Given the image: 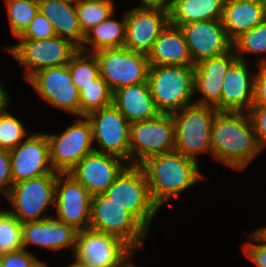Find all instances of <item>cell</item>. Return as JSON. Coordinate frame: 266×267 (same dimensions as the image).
Listing matches in <instances>:
<instances>
[{
	"label": "cell",
	"mask_w": 266,
	"mask_h": 267,
	"mask_svg": "<svg viewBox=\"0 0 266 267\" xmlns=\"http://www.w3.org/2000/svg\"><path fill=\"white\" fill-rule=\"evenodd\" d=\"M211 156L234 170H244L264 149L248 112L218 111L211 130Z\"/></svg>",
	"instance_id": "1"
},
{
	"label": "cell",
	"mask_w": 266,
	"mask_h": 267,
	"mask_svg": "<svg viewBox=\"0 0 266 267\" xmlns=\"http://www.w3.org/2000/svg\"><path fill=\"white\" fill-rule=\"evenodd\" d=\"M139 166L147 177L151 199L159 209L203 179L198 161L176 150L150 156Z\"/></svg>",
	"instance_id": "2"
},
{
	"label": "cell",
	"mask_w": 266,
	"mask_h": 267,
	"mask_svg": "<svg viewBox=\"0 0 266 267\" xmlns=\"http://www.w3.org/2000/svg\"><path fill=\"white\" fill-rule=\"evenodd\" d=\"M148 84L160 113L172 114L195 103L194 66L150 65Z\"/></svg>",
	"instance_id": "3"
},
{
	"label": "cell",
	"mask_w": 266,
	"mask_h": 267,
	"mask_svg": "<svg viewBox=\"0 0 266 267\" xmlns=\"http://www.w3.org/2000/svg\"><path fill=\"white\" fill-rule=\"evenodd\" d=\"M218 110L193 103L172 113L175 125V150L197 160V155L211 154V130Z\"/></svg>",
	"instance_id": "4"
},
{
	"label": "cell",
	"mask_w": 266,
	"mask_h": 267,
	"mask_svg": "<svg viewBox=\"0 0 266 267\" xmlns=\"http://www.w3.org/2000/svg\"><path fill=\"white\" fill-rule=\"evenodd\" d=\"M103 194L128 210L150 232L159 207L151 199L147 177L139 165H128Z\"/></svg>",
	"instance_id": "5"
},
{
	"label": "cell",
	"mask_w": 266,
	"mask_h": 267,
	"mask_svg": "<svg viewBox=\"0 0 266 267\" xmlns=\"http://www.w3.org/2000/svg\"><path fill=\"white\" fill-rule=\"evenodd\" d=\"M18 43L4 47V50L25 67L26 82L38 71L66 65L79 50L70 40L59 36L47 39H18Z\"/></svg>",
	"instance_id": "6"
},
{
	"label": "cell",
	"mask_w": 266,
	"mask_h": 267,
	"mask_svg": "<svg viewBox=\"0 0 266 267\" xmlns=\"http://www.w3.org/2000/svg\"><path fill=\"white\" fill-rule=\"evenodd\" d=\"M89 229L117 236L135 252L144 247L143 241L149 234L128 210L104 194L92 196Z\"/></svg>",
	"instance_id": "7"
},
{
	"label": "cell",
	"mask_w": 266,
	"mask_h": 267,
	"mask_svg": "<svg viewBox=\"0 0 266 267\" xmlns=\"http://www.w3.org/2000/svg\"><path fill=\"white\" fill-rule=\"evenodd\" d=\"M59 174H46L15 183L6 199L12 210L8 211L21 223L46 219L51 205L55 207V186Z\"/></svg>",
	"instance_id": "8"
},
{
	"label": "cell",
	"mask_w": 266,
	"mask_h": 267,
	"mask_svg": "<svg viewBox=\"0 0 266 267\" xmlns=\"http://www.w3.org/2000/svg\"><path fill=\"white\" fill-rule=\"evenodd\" d=\"M175 150V125L172 114L130 123L129 165H140L153 155Z\"/></svg>",
	"instance_id": "9"
},
{
	"label": "cell",
	"mask_w": 266,
	"mask_h": 267,
	"mask_svg": "<svg viewBox=\"0 0 266 267\" xmlns=\"http://www.w3.org/2000/svg\"><path fill=\"white\" fill-rule=\"evenodd\" d=\"M135 253L117 236L85 229L77 232L72 255L89 267H126Z\"/></svg>",
	"instance_id": "10"
},
{
	"label": "cell",
	"mask_w": 266,
	"mask_h": 267,
	"mask_svg": "<svg viewBox=\"0 0 266 267\" xmlns=\"http://www.w3.org/2000/svg\"><path fill=\"white\" fill-rule=\"evenodd\" d=\"M75 118L63 133H46L52 168L60 174H69L79 161L94 151L89 119L86 116Z\"/></svg>",
	"instance_id": "11"
},
{
	"label": "cell",
	"mask_w": 266,
	"mask_h": 267,
	"mask_svg": "<svg viewBox=\"0 0 266 267\" xmlns=\"http://www.w3.org/2000/svg\"><path fill=\"white\" fill-rule=\"evenodd\" d=\"M93 54L99 64L100 76L112 92L124 86L148 82L150 63L146 54L126 47L102 49Z\"/></svg>",
	"instance_id": "12"
},
{
	"label": "cell",
	"mask_w": 266,
	"mask_h": 267,
	"mask_svg": "<svg viewBox=\"0 0 266 267\" xmlns=\"http://www.w3.org/2000/svg\"><path fill=\"white\" fill-rule=\"evenodd\" d=\"M92 126L94 151L123 158L129 164L130 122L113 105L95 110L86 116Z\"/></svg>",
	"instance_id": "13"
},
{
	"label": "cell",
	"mask_w": 266,
	"mask_h": 267,
	"mask_svg": "<svg viewBox=\"0 0 266 267\" xmlns=\"http://www.w3.org/2000/svg\"><path fill=\"white\" fill-rule=\"evenodd\" d=\"M27 82L51 107L79 116L80 94L72 81L68 64L40 70Z\"/></svg>",
	"instance_id": "14"
},
{
	"label": "cell",
	"mask_w": 266,
	"mask_h": 267,
	"mask_svg": "<svg viewBox=\"0 0 266 267\" xmlns=\"http://www.w3.org/2000/svg\"><path fill=\"white\" fill-rule=\"evenodd\" d=\"M92 195L69 174H59L55 186L57 219L76 231L89 229Z\"/></svg>",
	"instance_id": "15"
},
{
	"label": "cell",
	"mask_w": 266,
	"mask_h": 267,
	"mask_svg": "<svg viewBox=\"0 0 266 267\" xmlns=\"http://www.w3.org/2000/svg\"><path fill=\"white\" fill-rule=\"evenodd\" d=\"M10 159L13 184L46 174H60L52 168L46 133L31 132L10 150Z\"/></svg>",
	"instance_id": "16"
},
{
	"label": "cell",
	"mask_w": 266,
	"mask_h": 267,
	"mask_svg": "<svg viewBox=\"0 0 266 267\" xmlns=\"http://www.w3.org/2000/svg\"><path fill=\"white\" fill-rule=\"evenodd\" d=\"M123 158L93 151L69 172L92 195L103 194L128 166Z\"/></svg>",
	"instance_id": "17"
},
{
	"label": "cell",
	"mask_w": 266,
	"mask_h": 267,
	"mask_svg": "<svg viewBox=\"0 0 266 267\" xmlns=\"http://www.w3.org/2000/svg\"><path fill=\"white\" fill-rule=\"evenodd\" d=\"M126 40L124 47L148 55L155 40L170 23L169 12L156 8L126 10Z\"/></svg>",
	"instance_id": "18"
},
{
	"label": "cell",
	"mask_w": 266,
	"mask_h": 267,
	"mask_svg": "<svg viewBox=\"0 0 266 267\" xmlns=\"http://www.w3.org/2000/svg\"><path fill=\"white\" fill-rule=\"evenodd\" d=\"M178 26L185 37L189 54L194 64L217 57L232 49L221 20H205Z\"/></svg>",
	"instance_id": "19"
},
{
	"label": "cell",
	"mask_w": 266,
	"mask_h": 267,
	"mask_svg": "<svg viewBox=\"0 0 266 267\" xmlns=\"http://www.w3.org/2000/svg\"><path fill=\"white\" fill-rule=\"evenodd\" d=\"M236 59L232 48L223 55L203 59L194 65V94H201L200 99H195V103L212 106L220 111L223 80Z\"/></svg>",
	"instance_id": "20"
},
{
	"label": "cell",
	"mask_w": 266,
	"mask_h": 267,
	"mask_svg": "<svg viewBox=\"0 0 266 267\" xmlns=\"http://www.w3.org/2000/svg\"><path fill=\"white\" fill-rule=\"evenodd\" d=\"M77 232L72 226L51 215L43 220L23 223V248L36 245L52 251L72 249L74 254Z\"/></svg>",
	"instance_id": "21"
},
{
	"label": "cell",
	"mask_w": 266,
	"mask_h": 267,
	"mask_svg": "<svg viewBox=\"0 0 266 267\" xmlns=\"http://www.w3.org/2000/svg\"><path fill=\"white\" fill-rule=\"evenodd\" d=\"M248 65L240 59L230 65L223 80L220 111L248 112L252 107L255 73Z\"/></svg>",
	"instance_id": "22"
},
{
	"label": "cell",
	"mask_w": 266,
	"mask_h": 267,
	"mask_svg": "<svg viewBox=\"0 0 266 267\" xmlns=\"http://www.w3.org/2000/svg\"><path fill=\"white\" fill-rule=\"evenodd\" d=\"M266 19V3L260 0H225L222 24L233 43Z\"/></svg>",
	"instance_id": "23"
},
{
	"label": "cell",
	"mask_w": 266,
	"mask_h": 267,
	"mask_svg": "<svg viewBox=\"0 0 266 267\" xmlns=\"http://www.w3.org/2000/svg\"><path fill=\"white\" fill-rule=\"evenodd\" d=\"M113 105L130 122L156 118L157 110L148 82L124 86L113 92Z\"/></svg>",
	"instance_id": "24"
},
{
	"label": "cell",
	"mask_w": 266,
	"mask_h": 267,
	"mask_svg": "<svg viewBox=\"0 0 266 267\" xmlns=\"http://www.w3.org/2000/svg\"><path fill=\"white\" fill-rule=\"evenodd\" d=\"M150 65L194 66L182 30L168 24L147 55Z\"/></svg>",
	"instance_id": "25"
},
{
	"label": "cell",
	"mask_w": 266,
	"mask_h": 267,
	"mask_svg": "<svg viewBox=\"0 0 266 267\" xmlns=\"http://www.w3.org/2000/svg\"><path fill=\"white\" fill-rule=\"evenodd\" d=\"M38 5L39 11L51 22L56 36L66 38L80 48L85 34L75 4L65 0H38Z\"/></svg>",
	"instance_id": "26"
},
{
	"label": "cell",
	"mask_w": 266,
	"mask_h": 267,
	"mask_svg": "<svg viewBox=\"0 0 266 267\" xmlns=\"http://www.w3.org/2000/svg\"><path fill=\"white\" fill-rule=\"evenodd\" d=\"M114 15V13L111 14L85 34L84 42L79 48L80 51L94 53L102 49L124 47L126 40L125 12L120 21L113 19Z\"/></svg>",
	"instance_id": "27"
},
{
	"label": "cell",
	"mask_w": 266,
	"mask_h": 267,
	"mask_svg": "<svg viewBox=\"0 0 266 267\" xmlns=\"http://www.w3.org/2000/svg\"><path fill=\"white\" fill-rule=\"evenodd\" d=\"M225 0H175L169 11L170 24L221 20Z\"/></svg>",
	"instance_id": "28"
},
{
	"label": "cell",
	"mask_w": 266,
	"mask_h": 267,
	"mask_svg": "<svg viewBox=\"0 0 266 267\" xmlns=\"http://www.w3.org/2000/svg\"><path fill=\"white\" fill-rule=\"evenodd\" d=\"M232 48L237 59L246 61L244 54H257L261 57L256 61L257 65H266V19L238 37L232 43Z\"/></svg>",
	"instance_id": "29"
},
{
	"label": "cell",
	"mask_w": 266,
	"mask_h": 267,
	"mask_svg": "<svg viewBox=\"0 0 266 267\" xmlns=\"http://www.w3.org/2000/svg\"><path fill=\"white\" fill-rule=\"evenodd\" d=\"M79 94V116H87L95 110L113 104V92L101 76L93 80V83L83 86Z\"/></svg>",
	"instance_id": "30"
},
{
	"label": "cell",
	"mask_w": 266,
	"mask_h": 267,
	"mask_svg": "<svg viewBox=\"0 0 266 267\" xmlns=\"http://www.w3.org/2000/svg\"><path fill=\"white\" fill-rule=\"evenodd\" d=\"M9 101L10 97L0 106V148L10 151L24 141L30 132L8 111Z\"/></svg>",
	"instance_id": "31"
},
{
	"label": "cell",
	"mask_w": 266,
	"mask_h": 267,
	"mask_svg": "<svg viewBox=\"0 0 266 267\" xmlns=\"http://www.w3.org/2000/svg\"><path fill=\"white\" fill-rule=\"evenodd\" d=\"M75 6L84 34L115 13L113 0H82Z\"/></svg>",
	"instance_id": "32"
},
{
	"label": "cell",
	"mask_w": 266,
	"mask_h": 267,
	"mask_svg": "<svg viewBox=\"0 0 266 267\" xmlns=\"http://www.w3.org/2000/svg\"><path fill=\"white\" fill-rule=\"evenodd\" d=\"M11 33L19 38L39 11L38 0H4Z\"/></svg>",
	"instance_id": "33"
},
{
	"label": "cell",
	"mask_w": 266,
	"mask_h": 267,
	"mask_svg": "<svg viewBox=\"0 0 266 267\" xmlns=\"http://www.w3.org/2000/svg\"><path fill=\"white\" fill-rule=\"evenodd\" d=\"M68 68L72 81L79 91L100 76L99 64L93 53L78 50L71 57Z\"/></svg>",
	"instance_id": "34"
},
{
	"label": "cell",
	"mask_w": 266,
	"mask_h": 267,
	"mask_svg": "<svg viewBox=\"0 0 266 267\" xmlns=\"http://www.w3.org/2000/svg\"><path fill=\"white\" fill-rule=\"evenodd\" d=\"M23 223H21L7 208L0 209V255L21 250Z\"/></svg>",
	"instance_id": "35"
},
{
	"label": "cell",
	"mask_w": 266,
	"mask_h": 267,
	"mask_svg": "<svg viewBox=\"0 0 266 267\" xmlns=\"http://www.w3.org/2000/svg\"><path fill=\"white\" fill-rule=\"evenodd\" d=\"M56 36L51 22L40 11L34 16L25 32L17 39H47Z\"/></svg>",
	"instance_id": "36"
},
{
	"label": "cell",
	"mask_w": 266,
	"mask_h": 267,
	"mask_svg": "<svg viewBox=\"0 0 266 267\" xmlns=\"http://www.w3.org/2000/svg\"><path fill=\"white\" fill-rule=\"evenodd\" d=\"M249 237L255 243L249 241L244 244L242 248L245 256L257 267H266V238L257 230H254Z\"/></svg>",
	"instance_id": "37"
},
{
	"label": "cell",
	"mask_w": 266,
	"mask_h": 267,
	"mask_svg": "<svg viewBox=\"0 0 266 267\" xmlns=\"http://www.w3.org/2000/svg\"><path fill=\"white\" fill-rule=\"evenodd\" d=\"M0 261L3 267H41L46 262L24 248L0 255Z\"/></svg>",
	"instance_id": "38"
},
{
	"label": "cell",
	"mask_w": 266,
	"mask_h": 267,
	"mask_svg": "<svg viewBox=\"0 0 266 267\" xmlns=\"http://www.w3.org/2000/svg\"><path fill=\"white\" fill-rule=\"evenodd\" d=\"M252 107H266V65H256Z\"/></svg>",
	"instance_id": "39"
},
{
	"label": "cell",
	"mask_w": 266,
	"mask_h": 267,
	"mask_svg": "<svg viewBox=\"0 0 266 267\" xmlns=\"http://www.w3.org/2000/svg\"><path fill=\"white\" fill-rule=\"evenodd\" d=\"M10 151L0 148V192L7 197L12 182Z\"/></svg>",
	"instance_id": "40"
},
{
	"label": "cell",
	"mask_w": 266,
	"mask_h": 267,
	"mask_svg": "<svg viewBox=\"0 0 266 267\" xmlns=\"http://www.w3.org/2000/svg\"><path fill=\"white\" fill-rule=\"evenodd\" d=\"M260 145L266 147V107H251L248 111Z\"/></svg>",
	"instance_id": "41"
},
{
	"label": "cell",
	"mask_w": 266,
	"mask_h": 267,
	"mask_svg": "<svg viewBox=\"0 0 266 267\" xmlns=\"http://www.w3.org/2000/svg\"><path fill=\"white\" fill-rule=\"evenodd\" d=\"M137 8H156L164 11H170L175 0H140Z\"/></svg>",
	"instance_id": "42"
},
{
	"label": "cell",
	"mask_w": 266,
	"mask_h": 267,
	"mask_svg": "<svg viewBox=\"0 0 266 267\" xmlns=\"http://www.w3.org/2000/svg\"><path fill=\"white\" fill-rule=\"evenodd\" d=\"M9 98V94L5 91L3 83L0 82V106Z\"/></svg>",
	"instance_id": "43"
},
{
	"label": "cell",
	"mask_w": 266,
	"mask_h": 267,
	"mask_svg": "<svg viewBox=\"0 0 266 267\" xmlns=\"http://www.w3.org/2000/svg\"><path fill=\"white\" fill-rule=\"evenodd\" d=\"M73 260V263H70L67 267H89L86 266L84 263L77 261L75 258H73Z\"/></svg>",
	"instance_id": "44"
},
{
	"label": "cell",
	"mask_w": 266,
	"mask_h": 267,
	"mask_svg": "<svg viewBox=\"0 0 266 267\" xmlns=\"http://www.w3.org/2000/svg\"><path fill=\"white\" fill-rule=\"evenodd\" d=\"M257 231L266 238V226L257 229Z\"/></svg>",
	"instance_id": "45"
},
{
	"label": "cell",
	"mask_w": 266,
	"mask_h": 267,
	"mask_svg": "<svg viewBox=\"0 0 266 267\" xmlns=\"http://www.w3.org/2000/svg\"><path fill=\"white\" fill-rule=\"evenodd\" d=\"M65 1L73 3V4H78L82 0H65Z\"/></svg>",
	"instance_id": "46"
},
{
	"label": "cell",
	"mask_w": 266,
	"mask_h": 267,
	"mask_svg": "<svg viewBox=\"0 0 266 267\" xmlns=\"http://www.w3.org/2000/svg\"><path fill=\"white\" fill-rule=\"evenodd\" d=\"M126 267H137V266H135V265L133 264V261H132V262H130Z\"/></svg>",
	"instance_id": "47"
},
{
	"label": "cell",
	"mask_w": 266,
	"mask_h": 267,
	"mask_svg": "<svg viewBox=\"0 0 266 267\" xmlns=\"http://www.w3.org/2000/svg\"><path fill=\"white\" fill-rule=\"evenodd\" d=\"M47 263L45 262L41 267H46Z\"/></svg>",
	"instance_id": "48"
}]
</instances>
